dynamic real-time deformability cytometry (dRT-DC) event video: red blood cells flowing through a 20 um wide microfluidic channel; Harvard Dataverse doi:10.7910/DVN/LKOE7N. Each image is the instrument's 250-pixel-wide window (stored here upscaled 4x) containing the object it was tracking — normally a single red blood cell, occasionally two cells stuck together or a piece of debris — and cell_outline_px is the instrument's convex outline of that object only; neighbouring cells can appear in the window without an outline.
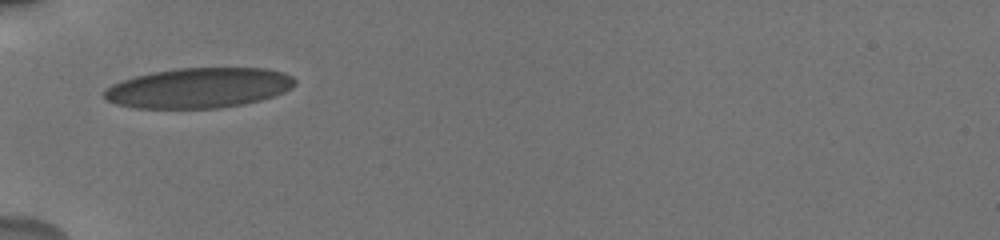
{"species": "human", "species_latin": "Homo sapiens", "temperature_condition": "cold", "stored_images_in_passage": 37, "camera_frame_rate_fps": 3000, "um_per_image_px": 0.085, "donor": {"sex": "male"}, "frame": {"image": 1, "passage_image": 1, "time_ms": 0.0, "image_size_px": [1000, 240], "cell_outline_px": [[296, 84], [292, 88], [284, 92], [260, 100], [244, 104], [220, 108], [136, 108], [116, 104], [108, 100], [104, 96], [104, 88], [112, 84], [136, 76], [152, 72], [176, 68], [264, 68], [284, 72], [292, 76], [296, 80]], "centroid_in_image_um": [16.92, 7.47], "position_along_channel_um": 68.1, "area_um2": 44.68}}
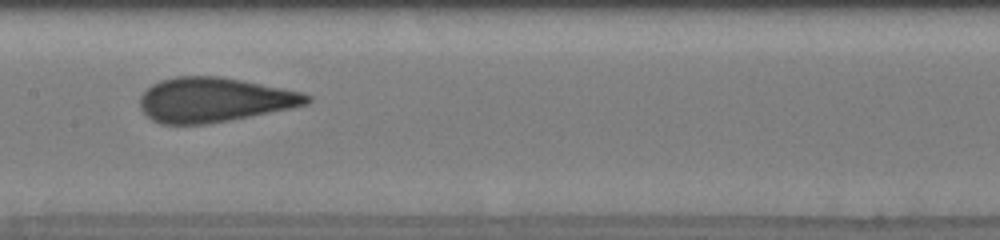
{"frame": {"image": 2, "passage_image": 13, "time_ms": 3.333, "image_size_px": [1000, 240], "cell_outline_px": [[312, 100], [308, 104], [208, 124], [160, 124], [152, 120], [140, 108], [140, 96], [152, 84], [160, 80], [176, 76], [220, 76], [300, 92], [312, 96]], "centroid_in_image_um": [18.15, 8.48], "position_along_channel_um": 189.2, "area_um2": 42.83}}
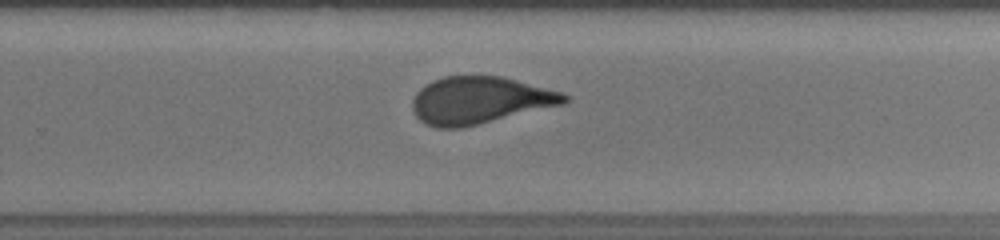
{"frame": {"image": 3, "passage_image": 25, "time_ms": 6.0, "image_size_px": [1000, 240], "cell_outline_px": [[568, 104], [460, 128], [436, 128], [420, 120], [416, 116], [412, 108], [412, 100], [416, 92], [420, 88], [432, 80], [444, 76], [500, 76], [564, 92], [568, 96]], "centroid_in_image_um": [40.81, 8.52], "position_along_channel_um": 289.0, "area_um2": 41.96}}